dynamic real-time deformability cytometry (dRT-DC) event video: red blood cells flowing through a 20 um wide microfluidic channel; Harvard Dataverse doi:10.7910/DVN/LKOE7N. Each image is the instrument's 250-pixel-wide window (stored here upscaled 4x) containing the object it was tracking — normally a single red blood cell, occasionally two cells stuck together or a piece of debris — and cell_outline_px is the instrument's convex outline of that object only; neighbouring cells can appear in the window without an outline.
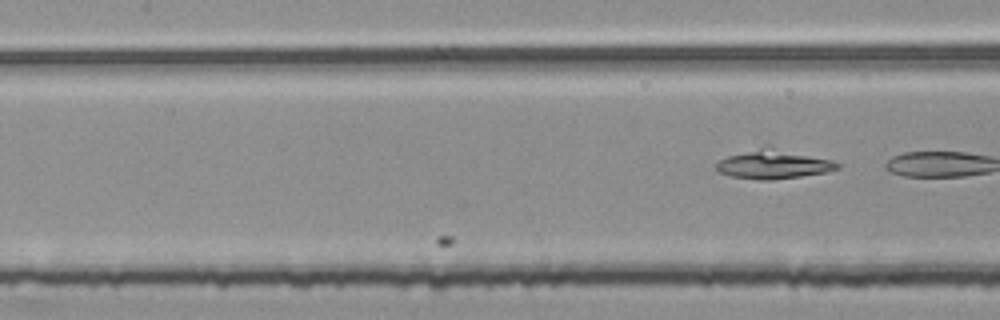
{"species": "common noctule bat (a hibernating species)", "species_latin": "Nyctalus noctula", "temperature_condition": "room temperature", "stored_images_in_passage": 6, "camera_frame_rate_fps": 3000, "um_per_image_px": 0.085, "animal": {"sex": "female", "body_mass_g": 25.1}, "frame": {"image": 1, "passage_image": 6, "time_ms": 1.667, "image_size_px": [1000, 320], "cell_outline_px": [[840, 168], [828, 172], [772, 180], [760, 180], [732, 176], [720, 172], [716, 168], [716, 164], [720, 160], [728, 156], [764, 144], [768, 144], [832, 160], [840, 164]], "centroid_in_image_um": [65.78, 13.92], "position_along_channel_um": 141.6, "area_um2": 20.92}}